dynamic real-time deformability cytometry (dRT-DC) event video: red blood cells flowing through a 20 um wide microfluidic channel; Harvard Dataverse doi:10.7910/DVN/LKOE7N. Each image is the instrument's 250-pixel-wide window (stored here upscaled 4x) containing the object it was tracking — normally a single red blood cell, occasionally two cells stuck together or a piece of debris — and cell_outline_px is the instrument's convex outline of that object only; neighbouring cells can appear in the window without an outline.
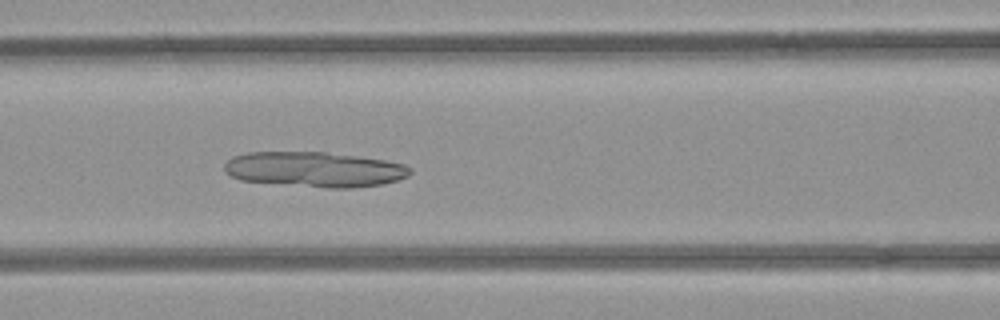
{"species": "common noctule bat (a hibernating species)", "species_latin": "Nyctalus noctula", "temperature_condition": "room temperature", "stored_images_in_passage": 52, "camera_frame_rate_fps": 3000, "um_per_image_px": 0.085, "animal": {"sex": "female", "body_mass_g": 21.9}, "frame": {"image": 1, "passage_image": 22, "time_ms": 7.0, "image_size_px": [1000, 320], "cell_outline_px": [[412, 172], [408, 176], [384, 184], [352, 188], [328, 188], [240, 180], [224, 172], [224, 164], [232, 156], [248, 152], [324, 152], [384, 160], [404, 164], [412, 168]], "centroid_in_image_um": [26.73, 14.4], "position_along_channel_um": 139.9, "area_um2": 38.03}}
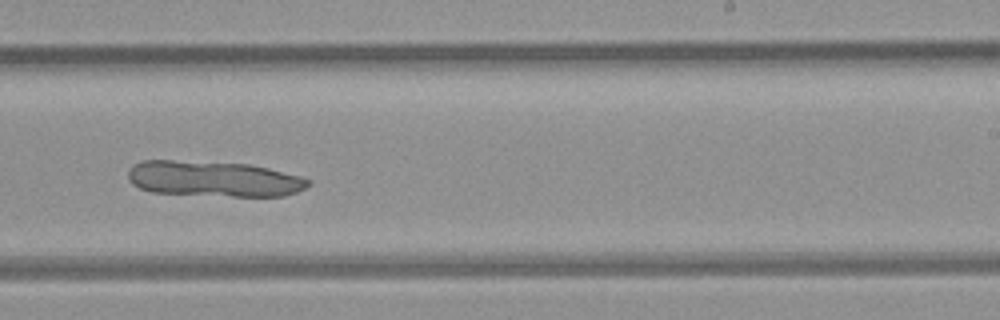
{"frame": {"image": 2, "passage_image": 32, "time_ms": 10.333, "image_size_px": [1000, 320], "cell_outline_px": [[312, 184], [296, 192], [284, 196], [232, 196], [152, 192], [140, 188], [132, 184], [128, 180], [128, 172], [132, 164], [144, 160], [172, 160], [248, 164], [268, 168], [300, 176], [312, 180]], "centroid_in_image_um": [18.16, 15.2], "position_along_channel_um": 270.8, "area_um2": 37.4}}
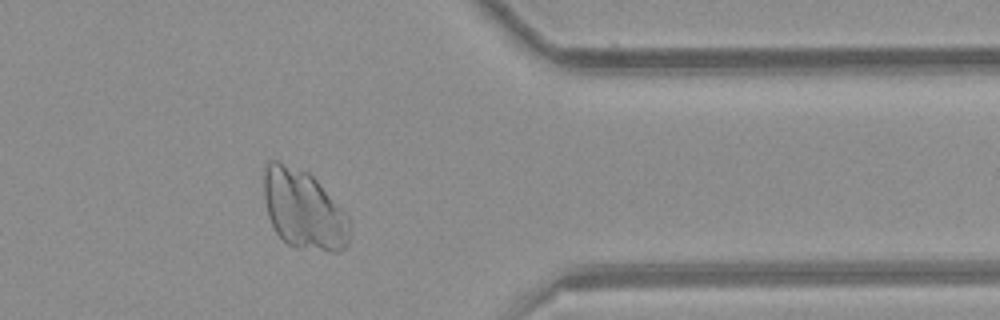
{"frame": {"image": 3, "passage_image": 42, "time_ms": 13.667, "image_size_px": [1000, 320], "cell_outline_px": [[348, 244], [340, 252], [328, 252], [288, 244], [276, 232], [268, 216], [264, 200], [264, 172], [268, 164], [272, 160], [280, 160], [308, 172], [316, 180], [348, 216]], "centroid_in_image_um": [25.79, 17.8], "position_along_channel_um": 385.6, "area_um2": 39.13}}